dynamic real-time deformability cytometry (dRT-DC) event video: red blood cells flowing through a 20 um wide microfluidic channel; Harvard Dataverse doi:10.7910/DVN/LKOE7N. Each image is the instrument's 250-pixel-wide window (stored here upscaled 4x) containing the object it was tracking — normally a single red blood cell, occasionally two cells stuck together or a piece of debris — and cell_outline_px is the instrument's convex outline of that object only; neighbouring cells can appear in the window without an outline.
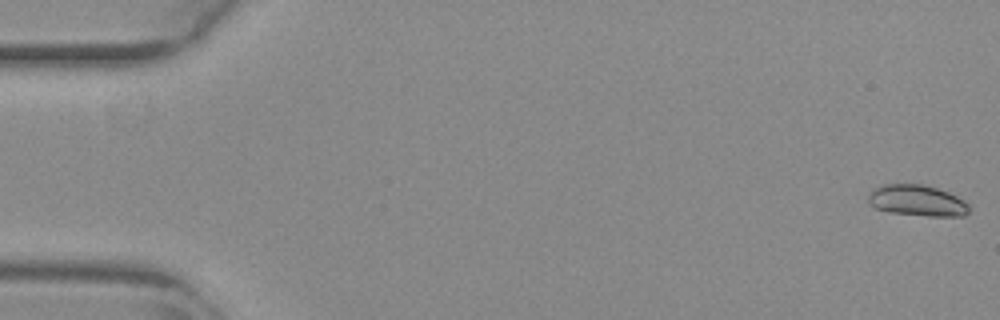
{"species": "common noctule bat (a hibernating species)", "species_latin": "Nyctalus noctula", "temperature_condition": "warm", "stored_images_in_passage": 54, "camera_frame_rate_fps": 3000, "um_per_image_px": 0.085, "animal": {"sex": "female", "body_mass_g": 29.2, "forearm_length_mm": 56.3}, "frame": {"image": 1, "passage_image": 1, "time_ms": 0.0, "image_size_px": [1000, 320], "cell_outline_px": [[968, 212], [964, 216], [928, 216], [888, 212], [876, 208], [868, 204], [868, 196], [872, 188], [884, 184], [920, 184], [936, 188], [948, 192], [964, 200], [968, 204]], "centroid_in_image_um": [77.92, 17.05], "position_along_channel_um": 7.1, "area_um2": 18.32}}
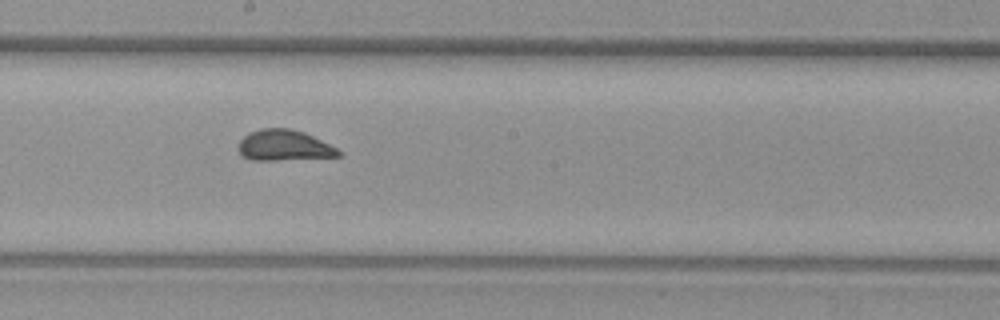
{"frame": {"image": 2, "passage_image": 30, "time_ms": 9.667, "image_size_px": [1000, 320], "cell_outline_px": [[344, 152], [340, 156], [276, 160], [252, 160], [244, 156], [240, 152], [240, 140], [248, 132], [260, 128], [288, 128], [304, 132]], "centroid_in_image_um": [24.15, 12.35], "position_along_channel_um": 224.1, "area_um2": 17.74}}
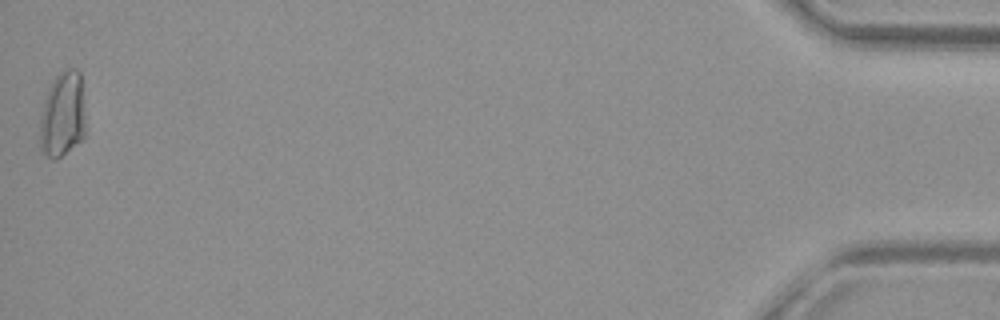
{"frame": {"image": 3, "passage_image": 54, "time_ms": 17.667, "image_size_px": [1000, 320], "cell_outline_px": [[84, 136], [80, 140], [56, 160], [52, 160], [40, 148], [40, 112], [48, 88], [52, 80], [60, 72], [68, 68], [76, 68], [80, 72], [84, 116]], "centroid_in_image_um": [5.29, 9.72], "position_along_channel_um": 429.9, "area_um2": 22.66}}